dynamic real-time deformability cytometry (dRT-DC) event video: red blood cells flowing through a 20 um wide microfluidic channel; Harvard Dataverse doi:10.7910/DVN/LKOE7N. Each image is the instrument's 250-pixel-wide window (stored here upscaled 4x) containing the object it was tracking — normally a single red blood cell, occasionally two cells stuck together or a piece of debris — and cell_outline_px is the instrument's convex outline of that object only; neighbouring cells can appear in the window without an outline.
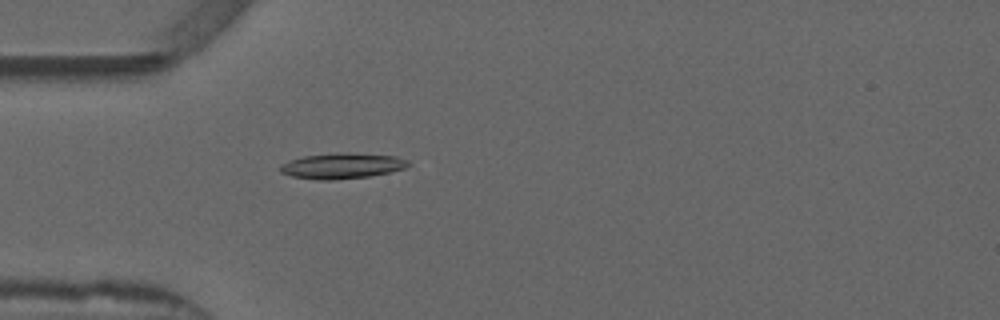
{"species": "common noctule bat (a hibernating species)", "species_latin": "Nyctalus noctula", "temperature_condition": "warm", "stored_images_in_passage": 46, "camera_frame_rate_fps": 3000, "um_per_image_px": 0.085, "animal": {"sex": "male", "forearm_length_mm": 52.5}, "frame": {"image": 1, "passage_image": 9, "time_ms": 2.667, "image_size_px": [1000, 320], "cell_outline_px": [[408, 164], [404, 168], [388, 172], [368, 176], [332, 180], [320, 180], [292, 176], [280, 172], [280, 164], [288, 160], [304, 156], [336, 152], [348, 152], [396, 156], [408, 160]], "centroid_in_image_um": [29.03, 14.08], "position_along_channel_um": 56.0, "area_um2": 19.07}}
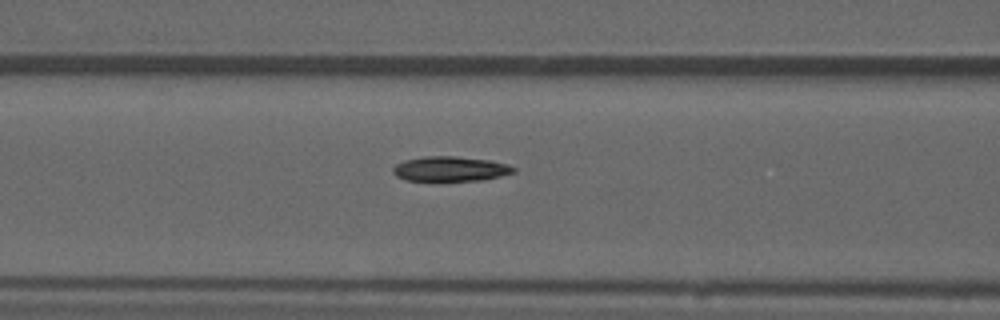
{"frame": {"image": 2, "passage_image": 15, "time_ms": 4.667, "image_size_px": [1000, 320], "cell_outline_px": [[516, 172], [484, 180], [440, 184], [404, 180], [396, 176], [392, 172], [392, 168], [396, 164], [404, 160], [424, 156], [456, 156], [488, 160], [508, 164], [516, 168]], "centroid_in_image_um": [38.23, 14.41], "position_along_channel_um": 128.4, "area_um2": 18.61}}
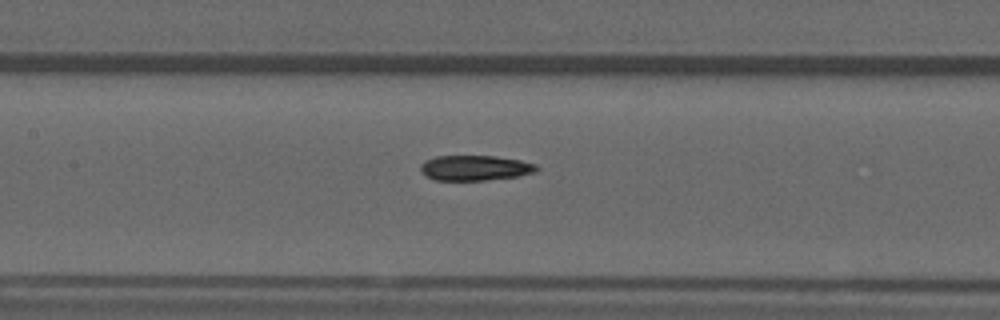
{"frame": {"image": 3, "passage_image": 18, "time_ms": 5.667, "image_size_px": [1000, 320], "cell_outline_px": [[540, 168], [536, 172], [516, 176], [484, 180], [436, 180], [420, 172], [420, 164], [424, 160], [436, 156], [492, 156], [520, 160], [536, 164]], "centroid_in_image_um": [40.36, 14.26], "position_along_channel_um": 167.0, "area_um2": 16.99}, "authors_computed_cell_mechanics": {"area_um2": 17.6868, "velocity_mm_per_s": 3.8606, "shape_relaxation_time_tau1_ms": null, "shape_relaxation_time_tau2_ms": 4.4966, "deformation_change_tau1": null, "deformation_change_tau2": 0.1075}}